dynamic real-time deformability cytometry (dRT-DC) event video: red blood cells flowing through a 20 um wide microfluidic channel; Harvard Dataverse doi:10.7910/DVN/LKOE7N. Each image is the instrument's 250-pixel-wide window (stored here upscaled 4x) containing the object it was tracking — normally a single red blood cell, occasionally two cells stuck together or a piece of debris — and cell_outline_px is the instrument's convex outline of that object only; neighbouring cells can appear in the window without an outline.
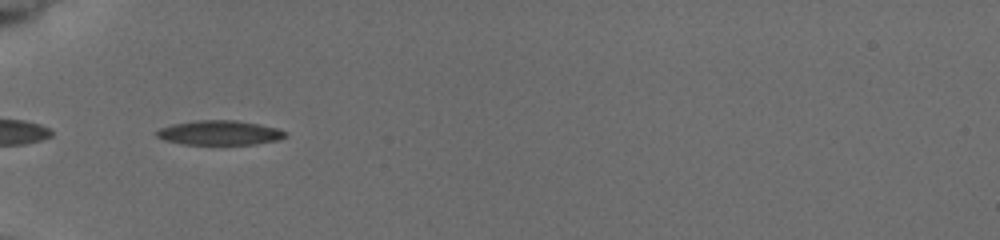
{"species": "common noctule bat (a hibernating species)", "species_latin": "Nyctalus noctula", "temperature_condition": "cold", "stored_images_in_passage": 4, "camera_frame_rate_fps": 3000, "um_per_image_px": 0.085, "animal": {"sex": "female", "body_mass_g": 19.5, "forearm_length_mm": 54.1}, "frame": {"image": 1, "passage_image": 3, "time_ms": 1.667, "image_size_px": [1000, 240], "cell_outline_px": [[288, 136], [280, 140], [256, 144], [184, 144], [164, 140], [156, 136], [156, 132], [160, 128], [172, 124], [196, 120], [236, 120], [260, 124], [280, 128], [288, 132]], "centroid_in_image_um": [18.74, 11.28], "position_along_channel_um": 66.3, "area_um2": 18.61}}
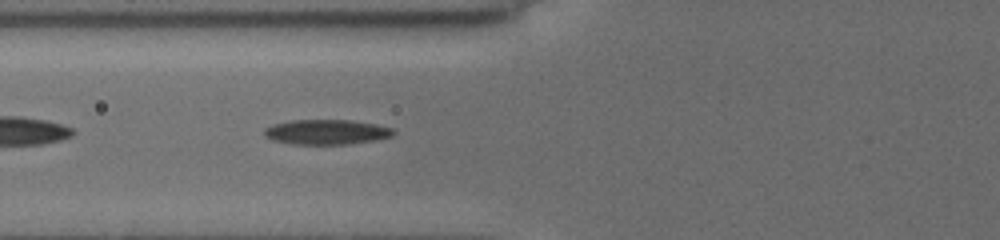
{"frame": {"image": 2, "passage_image": 4, "time_ms": 2.667, "image_size_px": [1000, 240], "cell_outline_px": [[396, 132], [392, 136], [376, 140], [348, 144], [292, 144], [272, 140], [264, 136], [264, 128], [272, 124], [292, 120], [352, 120], [376, 124], [392, 128]], "centroid_in_image_um": [27.74, 11.22], "position_along_channel_um": 98.1, "area_um2": 18.9}}